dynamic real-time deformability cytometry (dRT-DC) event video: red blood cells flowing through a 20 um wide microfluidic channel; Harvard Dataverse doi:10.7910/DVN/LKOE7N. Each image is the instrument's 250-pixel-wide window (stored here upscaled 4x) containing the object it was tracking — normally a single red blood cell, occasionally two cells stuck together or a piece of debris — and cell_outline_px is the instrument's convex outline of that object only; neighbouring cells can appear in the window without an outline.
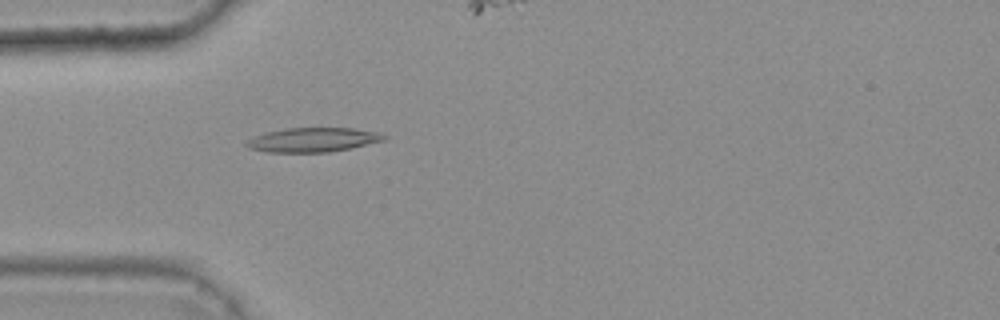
{"species": "common noctule bat (a hibernating species)", "species_latin": "Nyctalus noctula", "temperature_condition": "warm", "stored_images_in_passage": 49, "camera_frame_rate_fps": 3000, "um_per_image_px": 0.085, "animal": {"sex": "female", "body_mass_g": 25.1}, "frame": {"image": 1, "passage_image": 16, "time_ms": 5.0, "image_size_px": [1000, 320], "cell_outline_px": [[388, 136], [384, 140], [348, 148], [328, 152], [268, 152], [248, 148], [244, 144], [248, 140], [256, 136], [268, 132], [288, 128], [352, 128], [380, 132]], "centroid_in_image_um": [26.61, 11.88], "position_along_channel_um": 58.4, "area_um2": 19.19}}
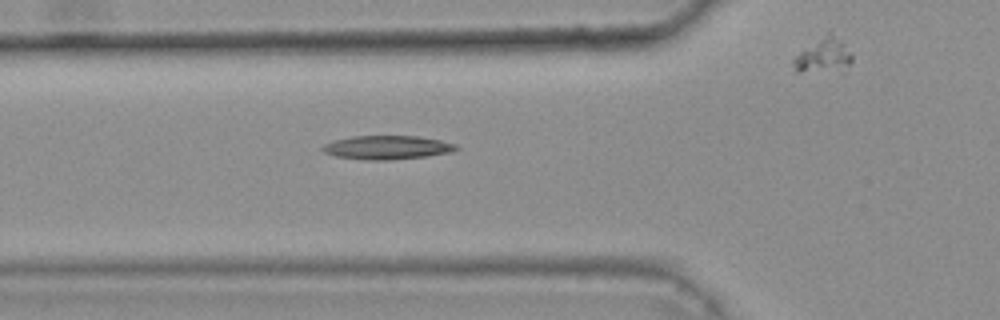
{"frame": {"image": 2, "passage_image": 19, "time_ms": 6.0, "image_size_px": [1000, 320], "cell_outline_px": [[460, 148], [452, 152], [428, 156], [388, 160], [364, 160], [336, 156], [324, 152], [320, 148], [324, 144], [332, 140], [352, 136], [416, 136], [440, 140], [456, 144]], "centroid_in_image_um": [32.9, 12.53], "position_along_channel_um": 92.9, "area_um2": 18.61}}
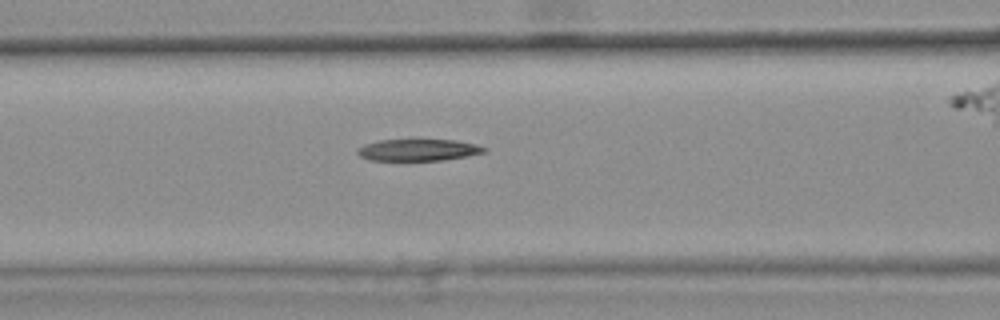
{"frame": {"image": 3, "passage_image": 22, "time_ms": 7.0, "image_size_px": [1000, 320], "cell_outline_px": [[488, 148], [484, 152], [468, 156], [444, 160], [368, 160], [360, 156], [356, 152], [356, 148], [364, 144], [376, 140], [412, 136], [416, 136], [456, 140], [476, 144]], "centroid_in_image_um": [35.51, 12.68], "position_along_channel_um": 131.1, "area_um2": 17.34}}